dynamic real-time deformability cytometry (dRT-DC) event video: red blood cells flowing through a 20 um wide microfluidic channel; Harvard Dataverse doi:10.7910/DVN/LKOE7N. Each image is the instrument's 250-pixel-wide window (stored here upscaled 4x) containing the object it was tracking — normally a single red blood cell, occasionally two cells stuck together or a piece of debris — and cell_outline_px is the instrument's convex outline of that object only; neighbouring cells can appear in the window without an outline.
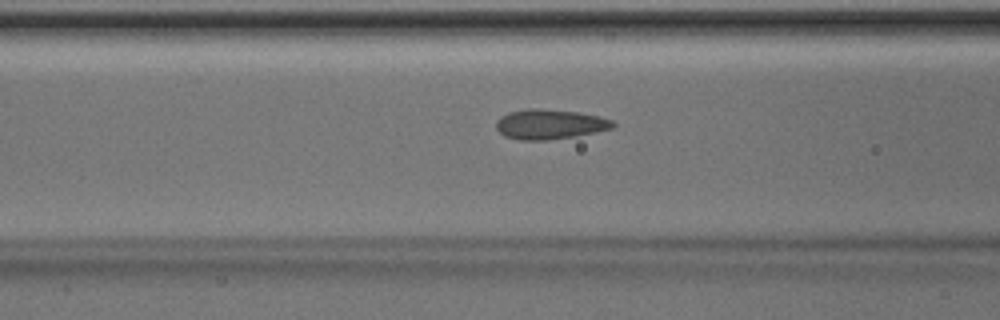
{"species": "Egyptian fruit bat (a non-hibernating species)", "species_latin": "Rousettus aegyptiacus", "temperature_condition": "room temperature", "stored_images_in_passage": 18, "camera_frame_rate_fps": 3000, "um_per_image_px": 0.085, "animal": {"sex": "male"}, "frame": {"image": 1, "passage_image": 16, "time_ms": 5.0, "image_size_px": [1000, 320], "cell_outline_px": [[616, 124], [612, 128], [576, 136], [548, 140], [520, 140], [504, 136], [496, 128], [496, 120], [500, 116], [508, 112], [528, 108], [540, 108], [576, 112], [600, 116], [612, 120]], "centroid_in_image_um": [46.7, 10.55], "position_along_channel_um": 119.9, "area_um2": 20.4}}